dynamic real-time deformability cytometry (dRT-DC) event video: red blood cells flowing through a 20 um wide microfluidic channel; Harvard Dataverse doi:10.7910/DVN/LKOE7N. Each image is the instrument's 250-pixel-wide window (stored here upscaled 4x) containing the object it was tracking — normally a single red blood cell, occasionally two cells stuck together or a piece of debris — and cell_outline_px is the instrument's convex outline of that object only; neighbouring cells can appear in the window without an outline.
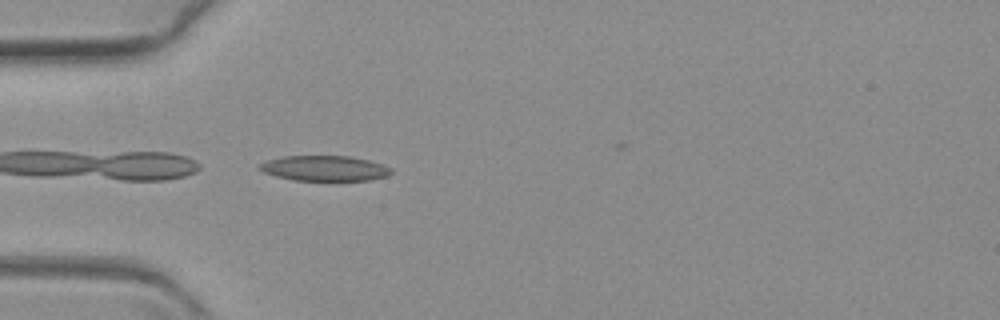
{"species": "common noctule bat (a hibernating species)", "species_latin": "Nyctalus noctula", "temperature_condition": "warm", "stored_images_in_passage": 19, "camera_frame_rate_fps": 3000, "um_per_image_px": 0.085, "animal": {"sex": "female", "body_mass_g": 19.3, "forearm_length_mm": 54.1}, "frame": {"image": 1, "passage_image": 1, "time_ms": 0.0, "image_size_px": [1000, 320], "cell_outline_px": [[392, 172], [388, 176], [368, 180], [292, 180], [276, 176], [264, 172], [256, 168], [260, 164], [268, 160], [284, 156], [348, 156], [368, 160], [384, 164], [392, 168]], "centroid_in_image_um": [27.6, 14.3], "position_along_channel_um": 57.4, "area_um2": 19.36}}
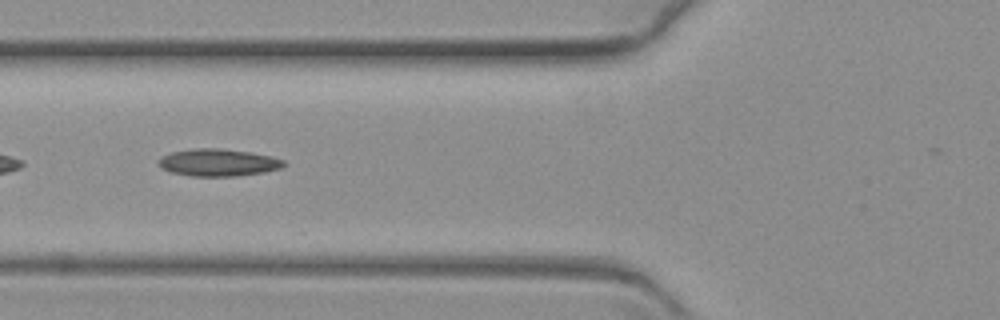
{"frame": {"image": 2, "passage_image": 6, "time_ms": 1.667, "image_size_px": [1000, 320], "cell_outline_px": [[288, 164], [280, 168], [264, 172], [236, 176], [188, 176], [172, 172], [160, 168], [156, 164], [156, 160], [160, 156], [172, 152], [196, 148], [216, 148], [248, 152], [268, 156], [284, 160]], "centroid_in_image_um": [18.48, 13.82], "position_along_channel_um": 107.3, "area_um2": 19.94}}
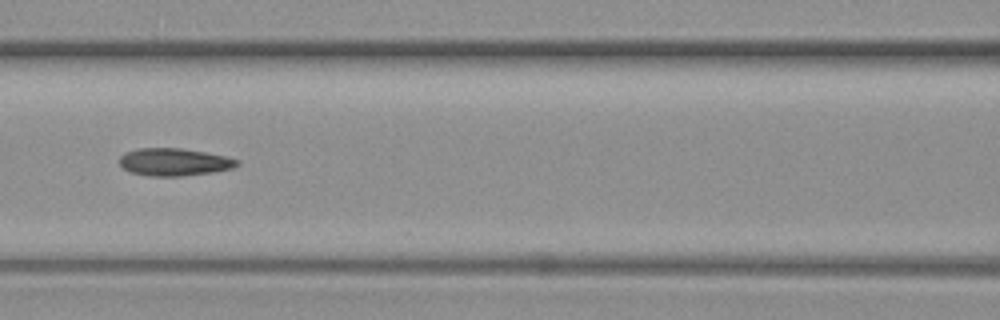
{"frame": {"image": 3, "passage_image": 10, "time_ms": 3.0, "image_size_px": [1000, 320], "cell_outline_px": [[240, 164], [232, 168], [212, 172], [180, 176], [148, 176], [132, 172], [124, 168], [120, 164], [120, 156], [124, 152], [140, 148], [180, 148], [204, 152], [224, 156], [240, 160]], "centroid_in_image_um": [14.8, 13.77], "position_along_channel_um": 151.8, "area_um2": 18.73}}